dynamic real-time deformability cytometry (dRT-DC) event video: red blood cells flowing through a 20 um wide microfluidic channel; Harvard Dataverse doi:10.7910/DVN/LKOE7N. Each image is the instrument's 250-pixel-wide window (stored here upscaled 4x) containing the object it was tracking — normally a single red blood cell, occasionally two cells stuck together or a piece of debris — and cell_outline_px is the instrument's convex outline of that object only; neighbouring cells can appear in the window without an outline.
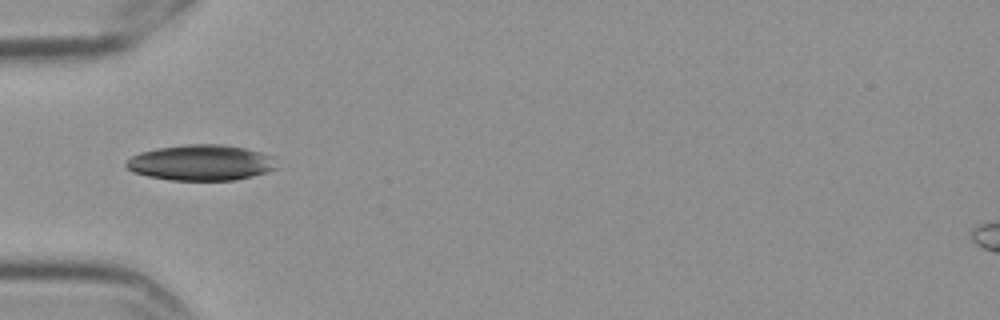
{"species": "Egyptian fruit bat (a non-hibernating species)", "species_latin": "Rousettus aegyptiacus", "temperature_condition": "cold", "stored_images_in_passage": 5, "camera_frame_rate_fps": 3000, "um_per_image_px": 0.085, "frame": {"image": 1, "passage_image": 2, "time_ms": 0.333, "image_size_px": [1000, 320], "cell_outline_px": [[276, 168], [268, 172], [252, 176], [232, 180], [172, 180], [148, 176], [132, 172], [124, 164], [132, 156], [140, 152], [156, 148], [188, 144], [224, 144], [244, 148], [260, 152], [272, 156]], "centroid_in_image_um": [17.06, 13.82], "position_along_channel_um": 67.9, "area_um2": 31.21}}
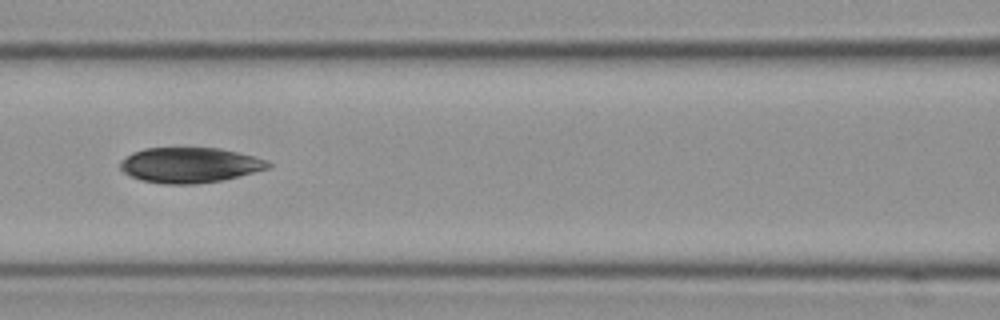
{"frame": {"image": 2, "passage_image": 4, "time_ms": 1.0, "image_size_px": [1000, 320], "cell_outline_px": [[272, 168], [220, 180], [196, 184], [164, 184], [140, 180], [124, 172], [120, 168], [120, 160], [132, 152], [144, 148], [220, 148], [268, 160], [272, 164]], "centroid_in_image_um": [16.12, 14.03], "position_along_channel_um": 150.5, "area_um2": 30.4}}
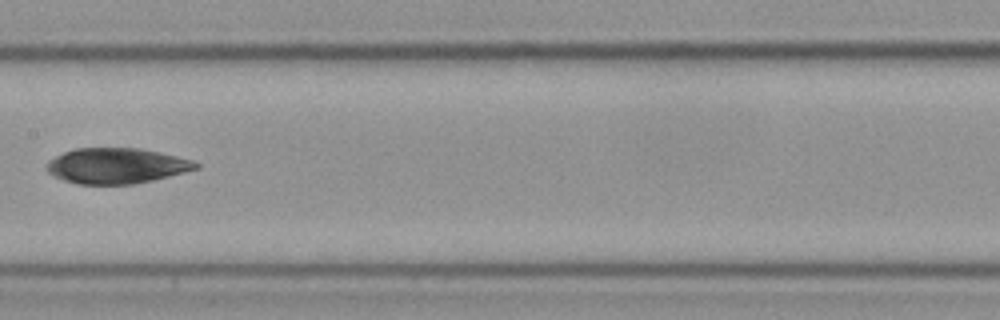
{"frame": {"image": 3, "passage_image": 5, "time_ms": 1.333, "image_size_px": [1000, 320], "cell_outline_px": [[200, 168], [152, 180], [132, 184], [76, 184], [52, 176], [48, 172], [48, 160], [64, 152], [76, 148], [140, 148], [160, 152], [192, 160], [200, 164]], "centroid_in_image_um": [9.9, 14.09], "position_along_channel_um": 197.5, "area_um2": 30.75}}